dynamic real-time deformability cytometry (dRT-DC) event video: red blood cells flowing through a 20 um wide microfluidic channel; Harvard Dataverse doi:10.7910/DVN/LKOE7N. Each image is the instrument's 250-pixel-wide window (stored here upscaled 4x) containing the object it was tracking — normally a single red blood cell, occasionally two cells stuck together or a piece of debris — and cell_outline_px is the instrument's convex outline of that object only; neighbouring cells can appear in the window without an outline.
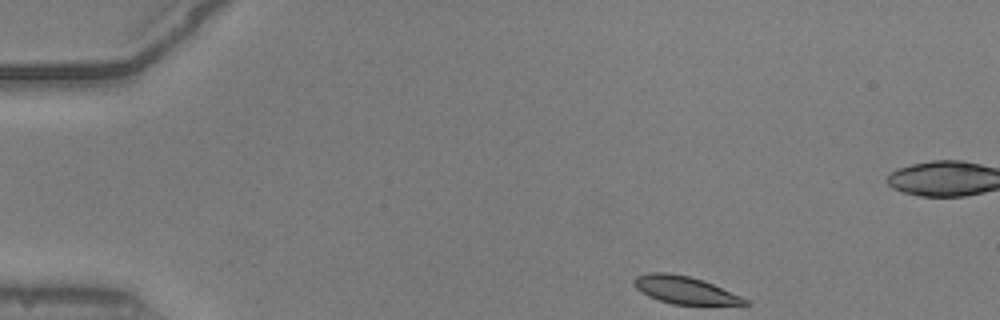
{"species": "common noctule bat (a hibernating species)", "species_latin": "Nyctalus noctula", "temperature_condition": "warm", "stored_images_in_passage": 26, "camera_frame_rate_fps": 3000, "um_per_image_px": 0.085, "animal": {"sex": "male", "body_mass_g": 20.5, "forearm_length_mm": 52.5}, "frame": {"image": 1, "passage_image": 1, "time_ms": 0.0, "image_size_px": [1000, 320], "cell_outline_px": [[752, 304], [672, 304], [648, 296], [640, 292], [632, 284], [632, 280], [636, 276], [648, 272], [668, 272], [688, 276], [704, 280], [740, 296], [748, 300]], "centroid_in_image_um": [58.14, 24.63], "position_along_channel_um": 26.9, "area_um2": 17.69}}
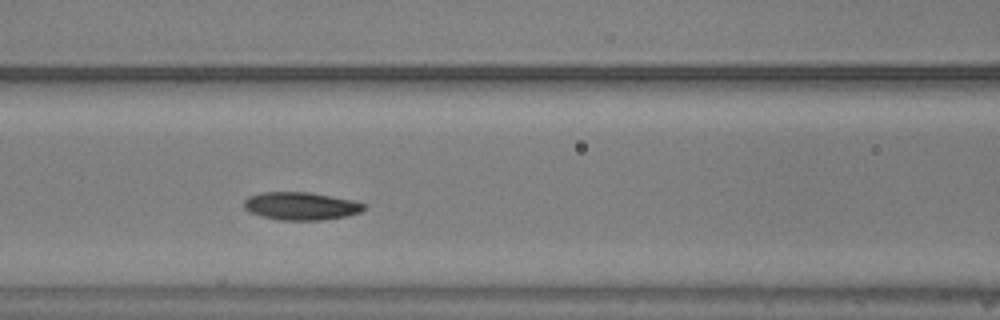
{"frame": {"image": 2, "passage_image": 16, "time_ms": 5.0, "image_size_px": [1000, 320], "cell_outline_px": [[368, 208], [360, 212], [344, 216], [320, 220], [280, 220], [248, 212], [244, 208], [244, 200], [248, 196], [260, 192], [312, 192], [352, 200], [368, 204]], "centroid_in_image_um": [25.59, 17.5], "position_along_channel_um": 141.0, "area_um2": 19.59}}
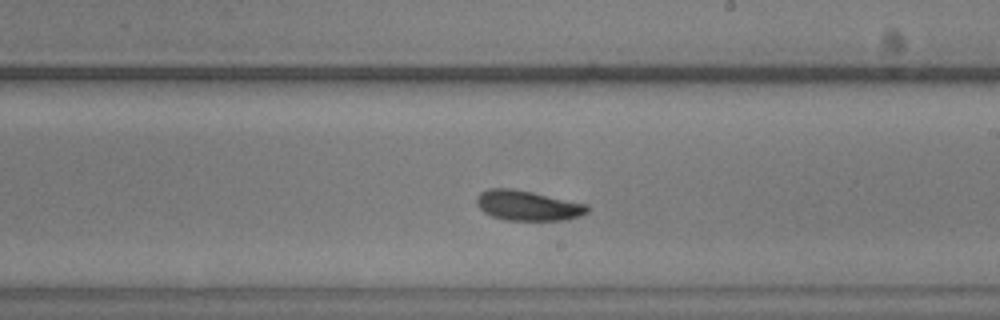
{"frame": {"image": 3, "passage_image": 24, "time_ms": 7.667, "image_size_px": [1000, 320], "cell_outline_px": [[588, 212], [580, 216], [564, 220], [504, 220], [492, 216], [484, 212], [476, 204], [476, 196], [480, 192], [488, 188], [512, 188], [532, 192], [588, 204]], "centroid_in_image_um": [44.83, 17.46], "position_along_channel_um": 244.2, "area_um2": 19.48}}